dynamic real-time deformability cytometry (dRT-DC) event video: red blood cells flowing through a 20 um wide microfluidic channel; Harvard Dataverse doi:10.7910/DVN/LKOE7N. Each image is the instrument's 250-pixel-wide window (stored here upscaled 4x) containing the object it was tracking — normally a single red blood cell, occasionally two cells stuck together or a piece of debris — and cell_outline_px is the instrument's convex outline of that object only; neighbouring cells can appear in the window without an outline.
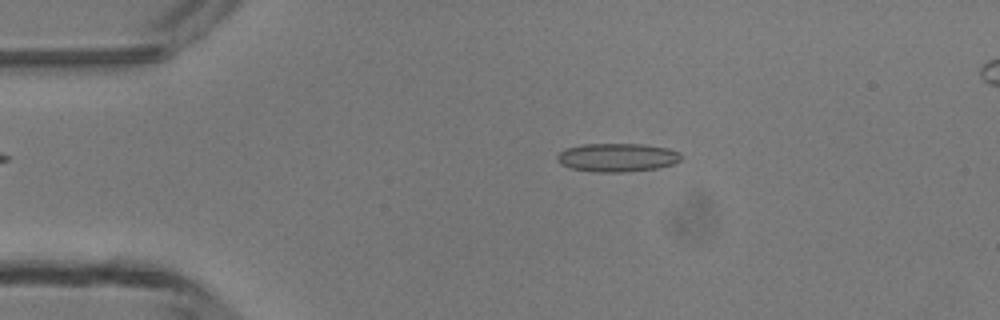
{"species": "common noctule bat (a hibernating species)", "species_latin": "Nyctalus noctula", "temperature_condition": "room temperature", "stored_images_in_passage": 4, "camera_frame_rate_fps": 3000, "um_per_image_px": 0.085, "animal": {"sex": "male", "body_mass_g": 13.3}, "frame": {"image": 1, "passage_image": 2, "time_ms": 1.0, "image_size_px": [1000, 320], "cell_outline_px": [[680, 160], [672, 164], [656, 168], [624, 172], [592, 172], [568, 168], [560, 164], [556, 160], [556, 156], [564, 148], [584, 144], [644, 144], [668, 148], [676, 152], [680, 156]], "centroid_in_image_um": [52.37, 13.39], "position_along_channel_um": 32.6, "area_um2": 20.63}}